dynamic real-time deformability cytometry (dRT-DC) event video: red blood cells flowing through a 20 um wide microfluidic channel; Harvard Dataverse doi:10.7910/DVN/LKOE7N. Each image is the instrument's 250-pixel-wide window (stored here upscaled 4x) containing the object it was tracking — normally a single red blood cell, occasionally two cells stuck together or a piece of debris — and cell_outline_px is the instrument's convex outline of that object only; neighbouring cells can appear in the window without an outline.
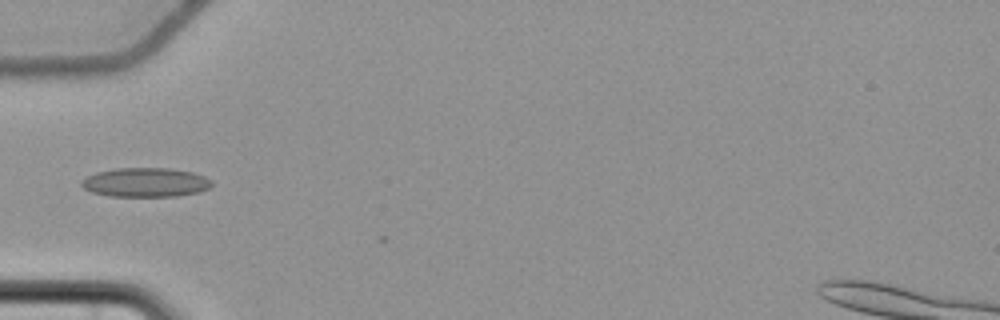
{"species": "common noctule bat (a hibernating species)", "species_latin": "Nyctalus noctula", "temperature_condition": "cold", "stored_images_in_passage": 5, "camera_frame_rate_fps": 3000, "um_per_image_px": 0.085, "animal": {"sex": "female", "body_mass_g": 22.7, "forearm_length_mm": 54.2}, "frame": {"image": 1, "passage_image": 4, "time_ms": 1.0, "image_size_px": [1000, 320], "cell_outline_px": [[212, 184], [208, 188], [200, 192], [176, 196], [108, 196], [92, 192], [84, 188], [80, 184], [80, 180], [96, 172], [116, 168], [168, 168], [192, 172], [204, 176], [212, 180]], "centroid_in_image_um": [12.36, 15.5], "position_along_channel_um": 72.6, "area_um2": 22.2}}